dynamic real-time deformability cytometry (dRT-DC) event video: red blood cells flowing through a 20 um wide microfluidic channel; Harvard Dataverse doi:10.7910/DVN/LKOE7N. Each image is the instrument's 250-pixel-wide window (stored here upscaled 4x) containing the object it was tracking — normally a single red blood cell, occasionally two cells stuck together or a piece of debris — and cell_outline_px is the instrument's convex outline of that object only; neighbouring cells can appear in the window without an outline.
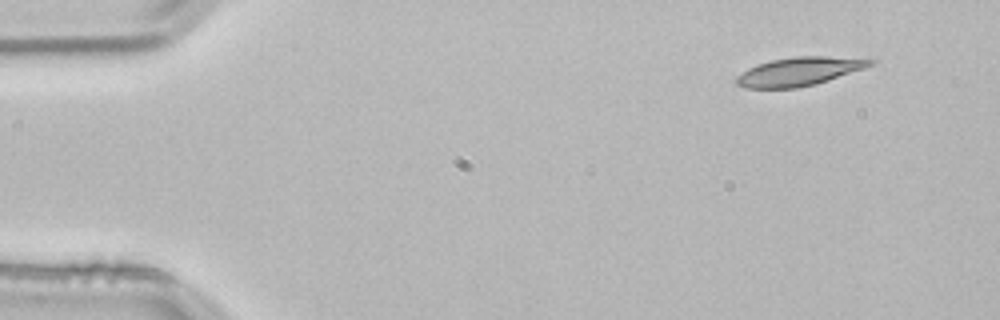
{"species": "common noctule bat (a hibernating species)", "species_latin": "Nyctalus noctula", "temperature_condition": "room temperature", "stored_images_in_passage": 2, "camera_frame_rate_fps": 3000, "um_per_image_px": 0.085, "animal": {"sex": "male", "body_mass_g": 21.5, "forearm_length_mm": 52.0}, "frame": {"image": 1, "passage_image": 1, "time_ms": 0.0, "image_size_px": [1000, 320], "cell_outline_px": [[876, 60], [872, 64], [864, 68], [816, 84], [796, 88], [744, 88], [736, 84], [736, 76], [748, 68], [756, 64], [772, 60], [796, 56], [876, 56]], "centroid_in_image_um": [68.03, 6.04], "position_along_channel_um": 17.0, "area_um2": 22.77}}